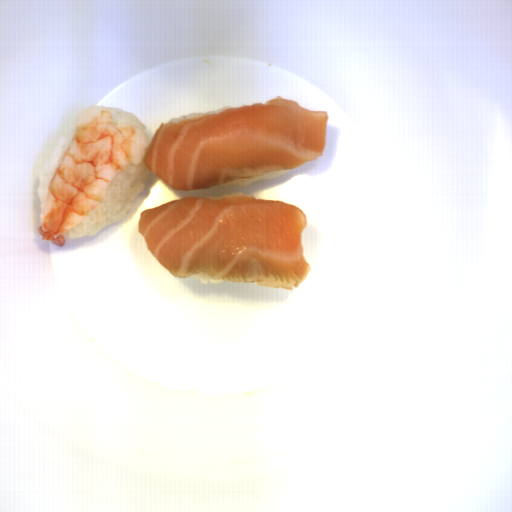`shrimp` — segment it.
I'll use <instances>...</instances> for the list:
<instances>
[{"mask_svg": "<svg viewBox=\"0 0 512 512\" xmlns=\"http://www.w3.org/2000/svg\"><path fill=\"white\" fill-rule=\"evenodd\" d=\"M149 143L136 125L116 124L108 107L79 111L41 208L36 229L41 241L63 248L67 235L103 203L118 175L144 161Z\"/></svg>", "mask_w": 512, "mask_h": 512, "instance_id": "a79e029a", "label": "shrimp"}]
</instances>
